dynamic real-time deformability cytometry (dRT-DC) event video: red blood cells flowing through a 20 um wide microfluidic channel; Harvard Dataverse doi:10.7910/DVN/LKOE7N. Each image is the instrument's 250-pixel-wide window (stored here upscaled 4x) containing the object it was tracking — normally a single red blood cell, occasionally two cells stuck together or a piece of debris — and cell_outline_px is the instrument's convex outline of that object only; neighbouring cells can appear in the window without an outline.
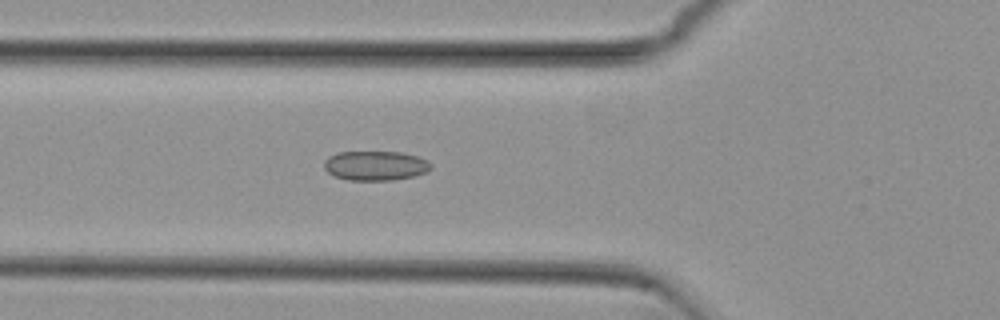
{"species": "common noctule bat (a hibernating species)", "species_latin": "Nyctalus noctula", "temperature_condition": "cold", "stored_images_in_passage": 54, "camera_frame_rate_fps": 3000, "um_per_image_px": 0.085, "animal": {"sex": "female", "body_mass_g": 29.2, "forearm_length_mm": 56.3}, "frame": {"image": 1, "passage_image": 19, "time_ms": 6.0, "image_size_px": [1000, 320], "cell_outline_px": [[432, 168], [428, 172], [412, 176], [392, 180], [348, 180], [332, 176], [324, 168], [324, 160], [328, 156], [336, 152], [400, 152], [416, 156], [428, 160], [432, 164]], "centroid_in_image_um": [31.9, 14.08], "position_along_channel_um": 93.9, "area_um2": 18.55}}
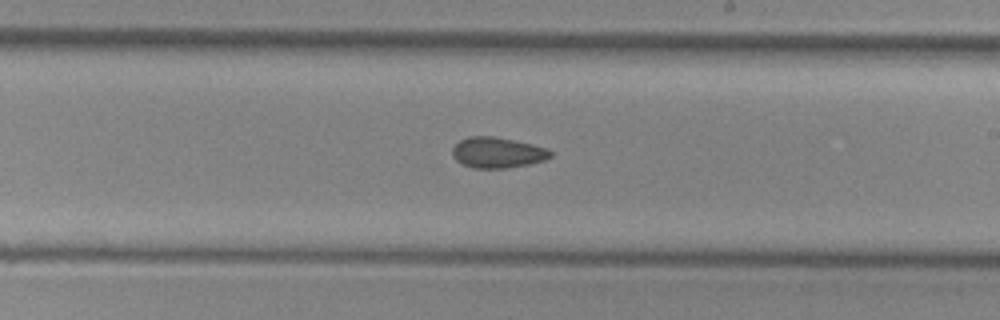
{"frame": {"image": 2, "passage_image": 31, "time_ms": 10.0, "image_size_px": [1000, 320], "cell_outline_px": [[552, 156], [544, 160], [528, 164], [508, 168], [472, 168], [456, 160], [452, 156], [452, 148], [460, 140], [468, 136], [496, 136], [532, 144], [548, 148], [552, 152]], "centroid_in_image_um": [42.28, 12.96], "position_along_channel_um": 246.7, "area_um2": 17.63}}
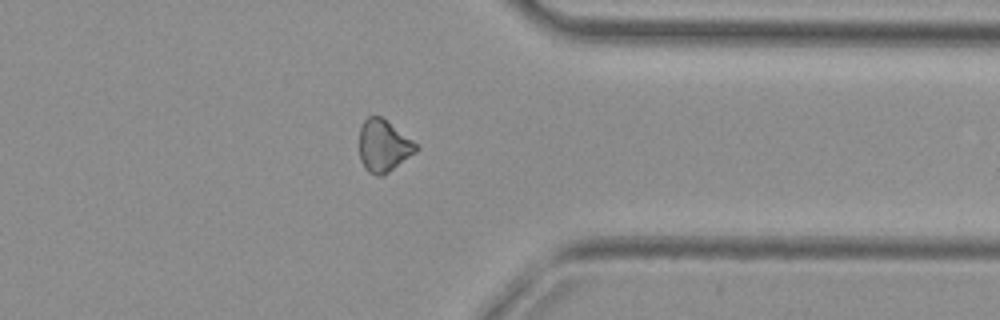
{"frame": {"image": 3, "passage_image": 42, "time_ms": 13.667, "image_size_px": [1000, 320], "cell_outline_px": [[420, 148], [416, 152], [384, 176], [376, 176], [368, 172], [364, 168], [360, 160], [360, 128], [364, 120], [368, 116], [380, 116], [412, 140]], "centroid_in_image_um": [32.59, 12.43], "position_along_channel_um": 378.8, "area_um2": 17.17}, "authors_computed_cell_mechanics": {"area_um2": 18.2359, "velocity_mm_per_s": 3.8096, "shape_relaxation_time_tau1_ms": null, "shape_relaxation_time_tau2_ms": 7.0702, "deformation_change_tau1": null, "deformation_change_tau2": 0.1288}}